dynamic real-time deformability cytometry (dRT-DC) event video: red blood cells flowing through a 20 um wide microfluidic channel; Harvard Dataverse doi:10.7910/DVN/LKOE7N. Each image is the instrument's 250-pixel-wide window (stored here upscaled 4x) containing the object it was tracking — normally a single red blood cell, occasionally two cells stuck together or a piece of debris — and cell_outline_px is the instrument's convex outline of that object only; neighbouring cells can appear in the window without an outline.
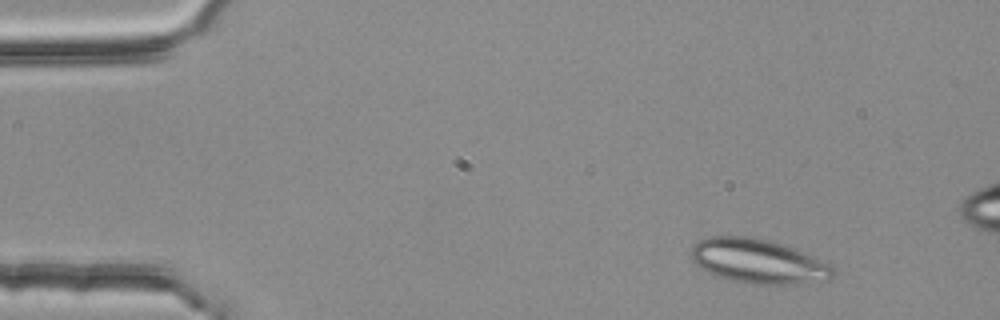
{"species": "common noctule bat (a hibernating species)", "species_latin": "Nyctalus noctula", "temperature_condition": "room temperature", "stored_images_in_passage": 4, "camera_frame_rate_fps": 3000, "um_per_image_px": 0.085, "animal": {"sex": "female", "body_mass_g": 25.1}, "frame": {"image": 1, "passage_image": 1, "time_ms": 0.0, "image_size_px": [1000, 320], "cell_outline_px": [[836, 272], [828, 280], [796, 284], [752, 284], [716, 276], [700, 268], [692, 260], [692, 244], [700, 240], [712, 236], [748, 236], [780, 244], [792, 248], [832, 264], [836, 268]], "centroid_in_image_um": [64.46, 22.22], "position_along_channel_um": 20.5, "area_um2": 36.47}}